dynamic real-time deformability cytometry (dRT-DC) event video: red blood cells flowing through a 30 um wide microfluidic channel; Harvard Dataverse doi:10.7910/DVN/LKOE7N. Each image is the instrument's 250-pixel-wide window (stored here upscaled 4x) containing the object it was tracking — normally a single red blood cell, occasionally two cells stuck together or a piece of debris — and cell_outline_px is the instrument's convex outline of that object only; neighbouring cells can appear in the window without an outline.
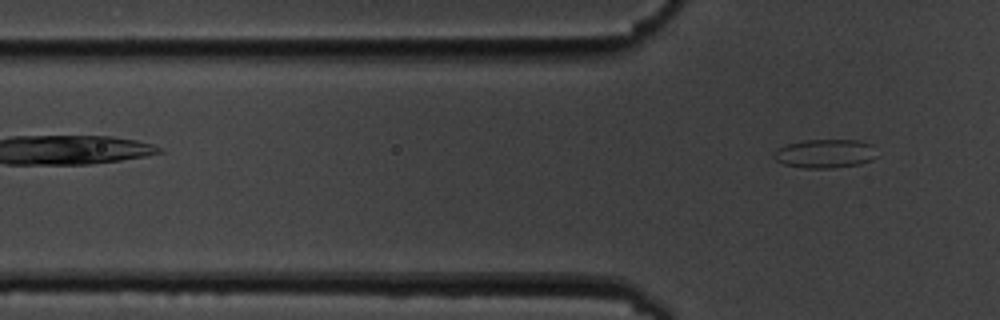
{"species": "common noctule bat (a hibernating species)", "species_latin": "Nyctalus noctula", "temperature_condition": "cold", "stored_images_in_passage": 2, "camera_frame_rate_fps": 3000, "um_per_image_px": 0.085, "animal": {"sex": "male", "body_mass_g": 19.5, "forearm_length_mm": 54.6}, "frame": {"image": 1, "passage_image": 2, "time_ms": 1.333, "image_size_px": [1000, 320], "cell_outline_px": [[876, 156], [872, 160], [860, 164], [832, 168], [804, 168], [784, 164], [776, 160], [772, 156], [772, 152], [788, 144], [804, 140], [860, 140], [872, 144]], "centroid_in_image_um": [70.13, 13.06], "position_along_channel_um": 55.7, "area_um2": 17.28}}